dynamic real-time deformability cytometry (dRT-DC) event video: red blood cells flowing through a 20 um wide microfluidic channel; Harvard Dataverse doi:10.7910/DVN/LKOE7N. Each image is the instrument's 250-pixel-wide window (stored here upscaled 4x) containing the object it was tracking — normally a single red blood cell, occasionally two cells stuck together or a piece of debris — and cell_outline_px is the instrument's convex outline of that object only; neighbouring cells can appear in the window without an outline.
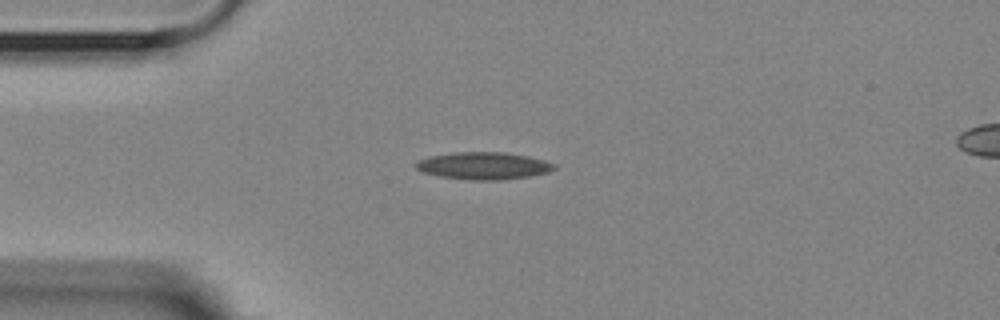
{"species": "Egyptian fruit bat (a non-hibernating species)", "species_latin": "Rousettus aegyptiacus", "temperature_condition": "room temperature", "stored_images_in_passage": 49, "camera_frame_rate_fps": 3000, "um_per_image_px": 0.085, "animal": {"sex": "female"}, "frame": {"image": 1, "passage_image": 8, "time_ms": 2.333, "image_size_px": [1000, 320], "cell_outline_px": [[556, 168], [548, 172], [528, 176], [504, 180], [468, 180], [440, 176], [424, 172], [416, 168], [416, 160], [428, 156], [452, 152], [504, 152], [528, 156], [544, 160], [556, 164]], "centroid_in_image_um": [41.09, 14.08], "position_along_channel_um": 43.9, "area_um2": 22.08}}
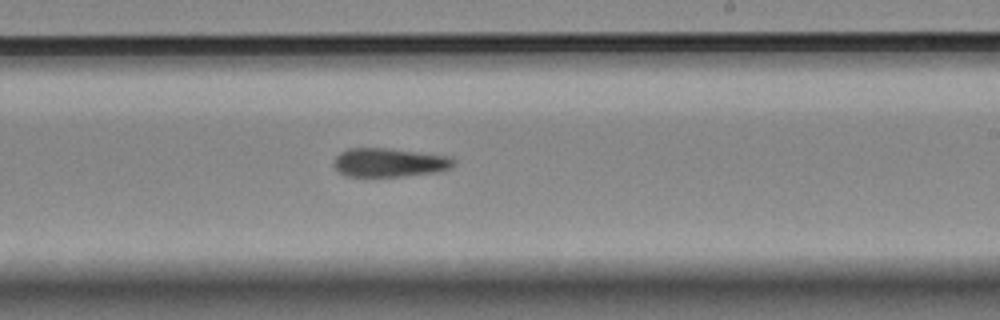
{"frame": {"image": 2, "passage_image": 27, "time_ms": 8.667, "image_size_px": [1000, 320], "cell_outline_px": [[456, 160], [452, 168], [436, 172], [404, 176], [348, 176], [340, 172], [332, 164], [336, 156], [340, 152], [348, 148], [388, 148], [448, 156]], "centroid_in_image_um": [33.09, 13.81], "position_along_channel_um": 255.9, "area_um2": 20.06}}
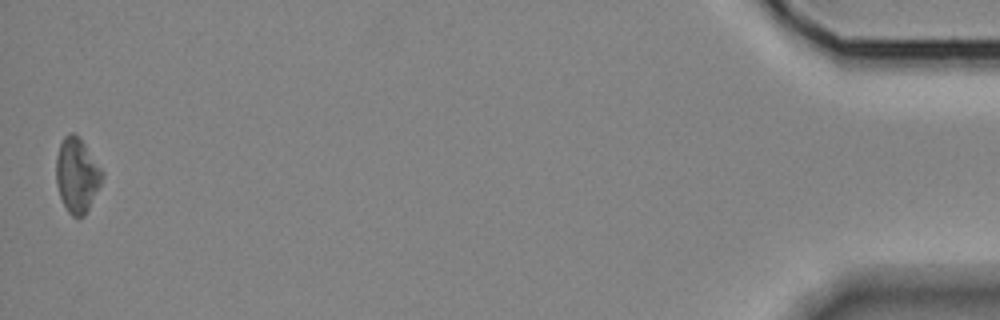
{"frame": {"image": 3, "passage_image": 49, "time_ms": 16.0, "image_size_px": [1000, 320], "cell_outline_px": [[104, 176], [84, 216], [72, 216], [68, 212], [60, 196], [56, 184], [56, 156], [60, 144], [64, 136], [68, 132], [72, 132], [84, 144], [104, 172]], "centroid_in_image_um": [6.52, 14.88], "position_along_channel_um": 428.7, "area_um2": 19.65}}